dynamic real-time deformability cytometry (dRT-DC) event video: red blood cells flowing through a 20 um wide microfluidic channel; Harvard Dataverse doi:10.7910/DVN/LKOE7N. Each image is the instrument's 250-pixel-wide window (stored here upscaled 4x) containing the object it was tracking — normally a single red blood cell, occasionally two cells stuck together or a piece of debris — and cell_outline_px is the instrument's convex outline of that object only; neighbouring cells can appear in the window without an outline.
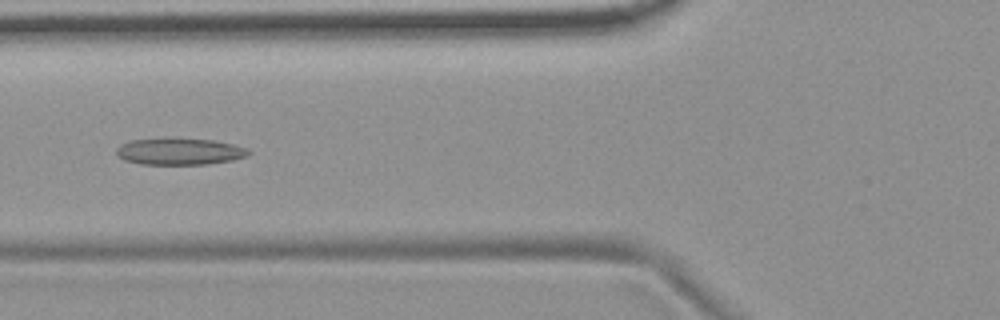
{"species": "common noctule bat (a hibernating species)", "species_latin": "Nyctalus noctula", "temperature_condition": "room temperature", "stored_images_in_passage": 44, "camera_frame_rate_fps": 3000, "um_per_image_px": 0.085, "animal": {"sex": "female", "body_mass_g": 19.9}, "frame": {"image": 1, "passage_image": 13, "time_ms": 4.0, "image_size_px": [1000, 320], "cell_outline_px": [[252, 152], [248, 156], [232, 160], [208, 164], [140, 164], [124, 160], [116, 152], [116, 148], [120, 144], [128, 140], [212, 140], [232, 144], [248, 148]], "centroid_in_image_um": [15.29, 12.9], "position_along_channel_um": 110.5, "area_um2": 20.0}}
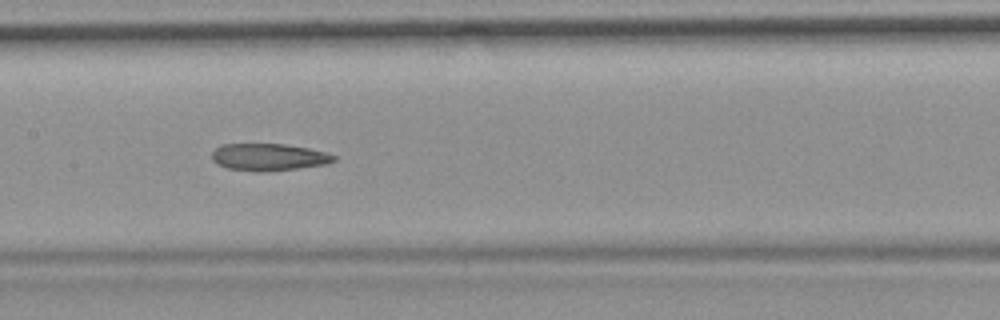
{"frame": {"image": 2, "passage_image": 19, "time_ms": 6.0, "image_size_px": [1000, 320], "cell_outline_px": [[336, 160], [328, 164], [296, 168], [260, 172], [256, 172], [228, 168], [216, 164], [212, 160], [212, 152], [216, 148], [224, 144], [284, 144], [308, 148], [328, 152], [336, 156]], "centroid_in_image_um": [22.85, 13.35], "position_along_channel_um": 184.5, "area_um2": 19.31}, "authors_computed_cell_mechanics": {"area_um2": 19.7387, "velocity_mm_per_s": 3.7037, "shape_relaxation_time_tau1_ms": null, "shape_relaxation_time_tau2_ms": 3.9814, "deformation_change_tau1": null, "deformation_change_tau2": 0.124}}